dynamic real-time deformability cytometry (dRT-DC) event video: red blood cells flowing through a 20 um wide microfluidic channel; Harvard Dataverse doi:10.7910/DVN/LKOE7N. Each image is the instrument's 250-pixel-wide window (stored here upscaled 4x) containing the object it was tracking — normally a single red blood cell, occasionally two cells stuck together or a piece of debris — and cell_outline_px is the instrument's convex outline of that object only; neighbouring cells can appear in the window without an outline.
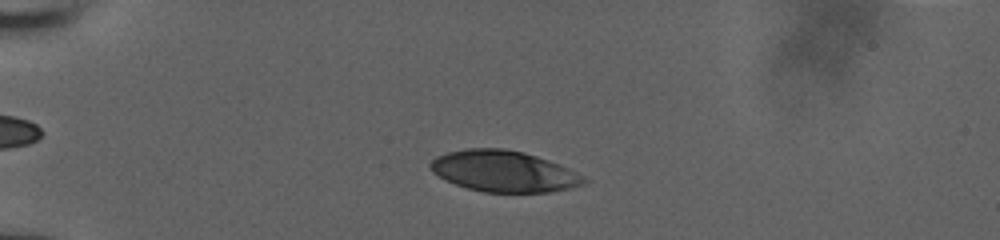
{"species": "human", "species_latin": "Homo sapiens", "temperature_condition": "room temperature", "stored_images_in_passage": 22, "camera_frame_rate_fps": 3000, "um_per_image_px": 0.085, "donor": {"sex": "male"}, "frame": {"image": 1, "passage_image": 7, "time_ms": 3.0, "image_size_px": [1000, 240], "cell_outline_px": [[588, 180], [584, 184], [572, 188], [548, 192], [484, 192], [468, 188], [444, 180], [432, 172], [428, 164], [436, 156], [448, 152], [468, 148], [504, 148], [524, 152], [548, 160], [568, 168], [584, 176]], "centroid_in_image_um": [42.81, 14.55], "position_along_channel_um": 42.2, "area_um2": 36.88}}
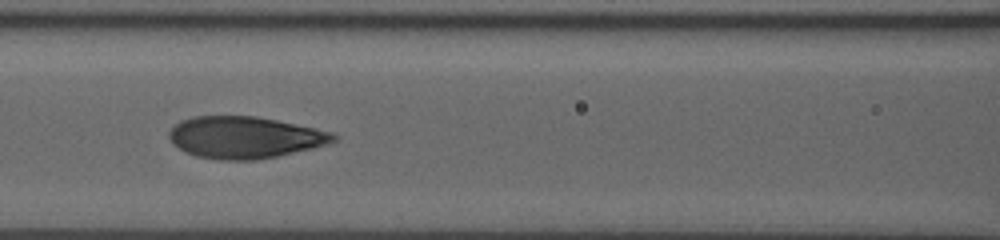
{"frame": {"image": 2, "passage_image": 16, "time_ms": 7.0, "image_size_px": [1000, 240], "cell_outline_px": [[340, 136], [336, 140], [328, 144], [312, 148], [276, 156], [256, 160], [220, 160], [196, 156], [184, 152], [172, 144], [168, 136], [168, 132], [180, 120], [192, 116], [256, 116], [316, 128], [332, 132]], "centroid_in_image_um": [20.78, 11.68], "position_along_channel_um": 145.8, "area_um2": 40.23}}
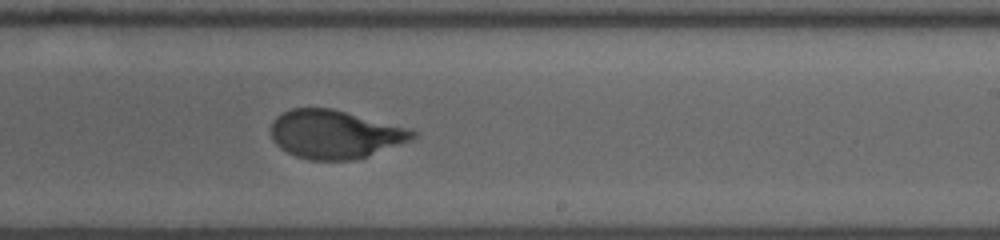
{"frame": {"image": 3, "passage_image": 22, "time_ms": 10.0, "image_size_px": [1000, 240], "cell_outline_px": [[416, 136], [412, 140], [368, 156], [356, 160], [308, 160], [296, 156], [280, 148], [272, 140], [272, 120], [276, 116], [292, 108], [332, 108], [412, 128], [416, 132]], "centroid_in_image_um": [28.5, 11.41], "position_along_channel_um": 260.5, "area_um2": 40.29}}